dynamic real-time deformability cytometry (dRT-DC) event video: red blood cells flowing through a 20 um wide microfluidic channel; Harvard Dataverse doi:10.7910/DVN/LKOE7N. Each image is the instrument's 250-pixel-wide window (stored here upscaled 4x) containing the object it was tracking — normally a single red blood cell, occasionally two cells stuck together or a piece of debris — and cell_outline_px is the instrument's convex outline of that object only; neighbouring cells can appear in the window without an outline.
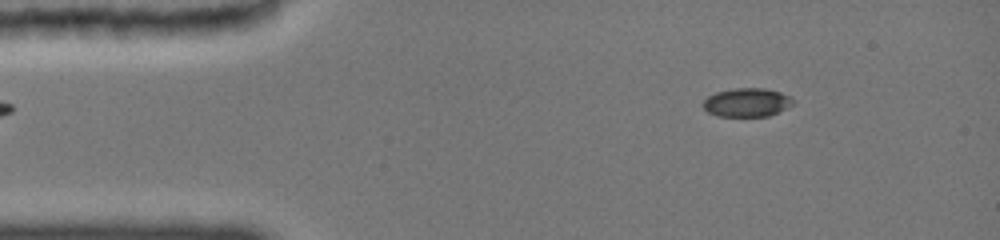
{"species": "common noctule bat (a hibernating species)", "species_latin": "Nyctalus noctula", "temperature_condition": "cold", "stored_images_in_passage": 37, "camera_frame_rate_fps": 3000, "um_per_image_px": 0.085, "animal": {"sex": "female", "body_mass_g": 19.0, "forearm_length_mm": 51.5}, "frame": {"image": 1, "passage_image": 4, "time_ms": 1.0, "image_size_px": [1000, 240], "cell_outline_px": [[796, 100], [792, 104], [768, 116], [720, 116], [708, 112], [704, 108], [704, 100], [708, 96], [716, 92], [736, 88], [764, 88], [780, 92], [792, 96]], "centroid_in_image_um": [63.51, 8.69], "position_along_channel_um": 21.5, "area_um2": 14.85}}
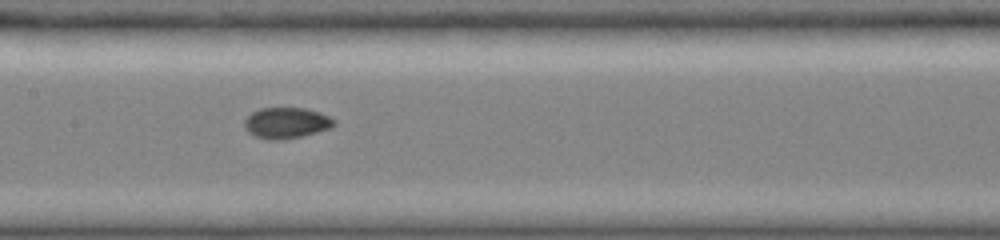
{"frame": {"image": 2, "passage_image": 18, "time_ms": 6.667, "image_size_px": [1000, 240], "cell_outline_px": [[336, 124], [328, 128], [300, 136], [276, 140], [256, 136], [244, 124], [244, 120], [252, 112], [260, 108], [304, 108], [320, 112], [336, 120]], "centroid_in_image_um": [24.37, 10.41], "position_along_channel_um": 183.0, "area_um2": 15.61}}
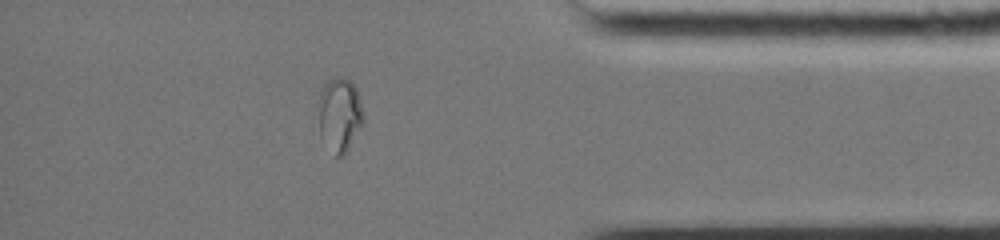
{"frame": {"image": 3, "passage_image": 32, "time_ms": 12.667, "image_size_px": [1000, 240], "cell_outline_px": [[364, 120], [344, 156], [336, 156], [320, 136], [316, 104], [320, 92], [324, 84], [328, 80], [336, 76], [344, 76], [356, 88], [364, 112]], "centroid_in_image_um": [28.83, 9.71], "position_along_channel_um": 406.4, "area_um2": 19.77}}